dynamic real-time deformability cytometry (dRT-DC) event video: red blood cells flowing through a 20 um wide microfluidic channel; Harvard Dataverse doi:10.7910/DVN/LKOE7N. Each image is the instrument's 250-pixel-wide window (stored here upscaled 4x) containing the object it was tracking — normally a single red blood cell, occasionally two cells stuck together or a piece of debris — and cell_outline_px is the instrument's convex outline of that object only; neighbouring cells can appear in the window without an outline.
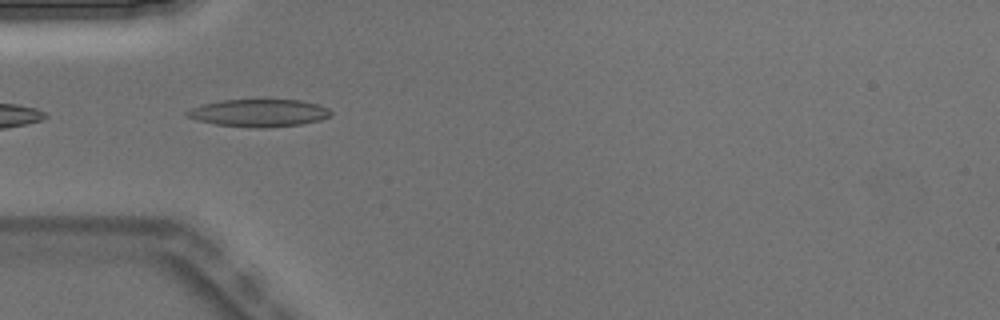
{"species": "Egyptian fruit bat (a non-hibernating species)", "species_latin": "Rousettus aegyptiacus", "temperature_condition": "warm", "stored_images_in_passage": 6, "camera_frame_rate_fps": 3000, "um_per_image_px": 0.085, "animal": {"sex": "male"}, "frame": {"image": 1, "passage_image": 5, "time_ms": 1.333, "image_size_px": [1000, 320], "cell_outline_px": [[332, 116], [320, 120], [300, 124], [268, 128], [256, 128], [216, 124], [196, 120], [184, 116], [184, 112], [192, 108], [204, 104], [220, 100], [300, 100], [316, 104], [328, 108], [332, 112]], "centroid_in_image_um": [22.0, 9.61], "position_along_channel_um": 63.0, "area_um2": 23.06}}